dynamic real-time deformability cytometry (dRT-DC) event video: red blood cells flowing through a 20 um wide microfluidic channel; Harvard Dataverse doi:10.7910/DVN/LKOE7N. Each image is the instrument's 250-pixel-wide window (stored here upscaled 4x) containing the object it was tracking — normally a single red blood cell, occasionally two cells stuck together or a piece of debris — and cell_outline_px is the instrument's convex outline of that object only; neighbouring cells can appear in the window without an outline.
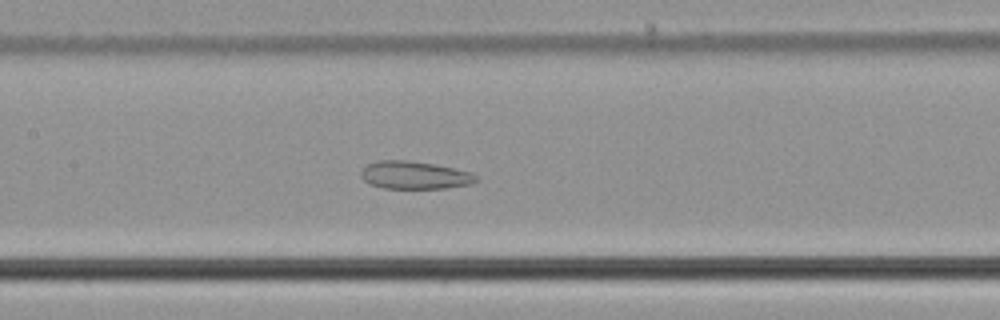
{"species": "common noctule bat (a hibernating species)", "species_latin": "Nyctalus noctula", "temperature_condition": "cold", "stored_images_in_passage": 48, "camera_frame_rate_fps": 3000, "um_per_image_px": 0.085, "animal": {"sex": "male", "body_mass_g": 21.5, "forearm_length_mm": 52.0}, "frame": {"image": 1, "passage_image": 18, "time_ms": 5.667, "image_size_px": [1000, 320], "cell_outline_px": [[480, 180], [468, 184], [444, 188], [384, 188], [368, 184], [360, 176], [360, 172], [368, 164], [380, 160], [408, 160], [432, 164], [452, 168], [468, 172], [476, 176]], "centroid_in_image_um": [35.18, 14.89], "position_along_channel_um": 172.2, "area_um2": 18.38}}
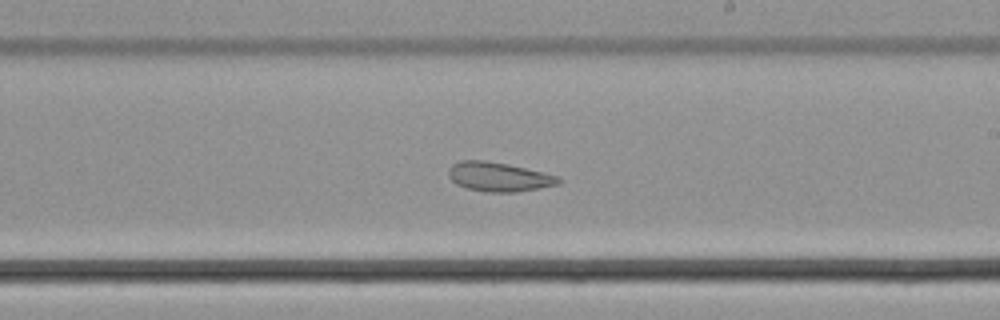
{"frame": {"image": 2, "passage_image": 24, "time_ms": 7.667, "image_size_px": [1000, 320], "cell_outline_px": [[564, 180], [560, 184], [516, 192], [484, 192], [468, 188], [456, 184], [448, 176], [448, 168], [452, 164], [460, 160], [484, 160], [508, 164], [544, 172], [560, 176]], "centroid_in_image_um": [42.42, 15.02], "position_along_channel_um": 246.6, "area_um2": 18.96}}
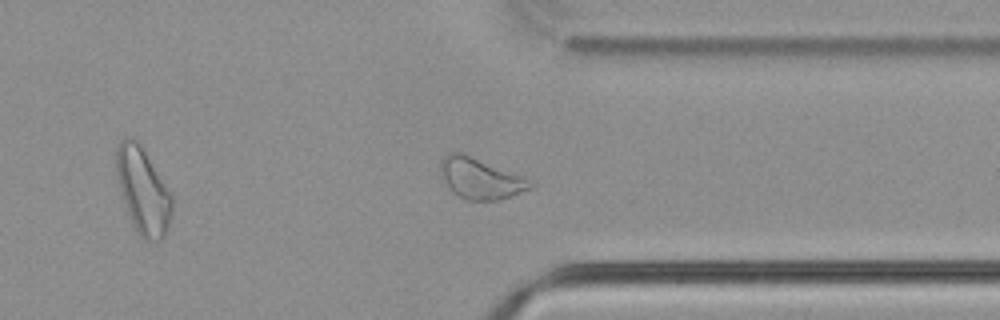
{"frame": {"image": 3, "passage_image": 34, "time_ms": 11.0, "image_size_px": [1000, 320], "cell_outline_px": [[536, 184], [532, 188], [512, 196], [500, 200], [464, 200], [456, 196], [448, 188], [440, 176], [440, 164], [444, 156], [448, 152], [460, 152], [536, 180]], "centroid_in_image_um": [40.87, 15.18], "position_along_channel_um": 370.5, "area_um2": 21.96}, "authors_computed_cell_mechanics": {"area_um2": 23.8136, "velocity_mm_per_s": 3.7341, "shape_relaxation_time_tau1_ms": null, "shape_relaxation_time_tau2_ms": 1.7525, "deformation_change_tau1": null, "deformation_change_tau2": 0.08}}